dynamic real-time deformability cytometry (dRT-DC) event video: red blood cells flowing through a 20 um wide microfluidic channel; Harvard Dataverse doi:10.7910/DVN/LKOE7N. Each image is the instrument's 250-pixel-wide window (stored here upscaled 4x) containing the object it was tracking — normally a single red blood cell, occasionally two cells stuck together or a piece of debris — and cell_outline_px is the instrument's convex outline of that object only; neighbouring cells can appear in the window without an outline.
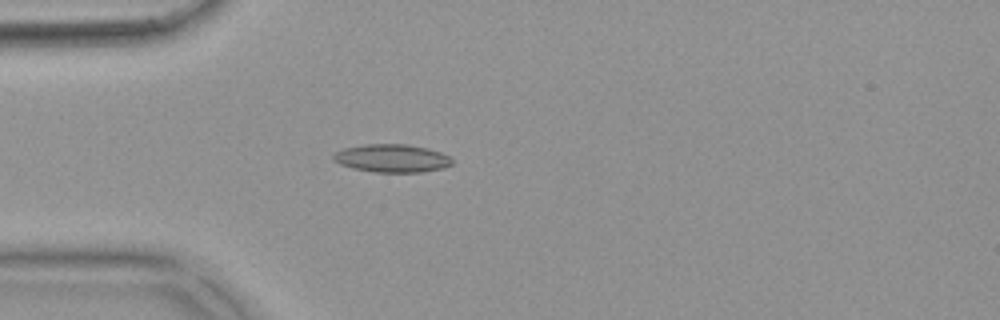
{"species": "common noctule bat (a hibernating species)", "species_latin": "Nyctalus noctula", "temperature_condition": "warm", "stored_images_in_passage": 42, "camera_frame_rate_fps": 3000, "um_per_image_px": 0.085, "animal": {"sex": "female", "body_mass_g": 18.4}, "frame": {"image": 1, "passage_image": 7, "time_ms": 2.0, "image_size_px": [1000, 320], "cell_outline_px": [[452, 164], [444, 168], [420, 172], [376, 172], [352, 168], [340, 164], [332, 160], [332, 156], [336, 152], [344, 148], [364, 144], [408, 144], [428, 148], [440, 152], [448, 156], [452, 160]], "centroid_in_image_um": [33.3, 13.45], "position_along_channel_um": 51.7, "area_um2": 19.42}}
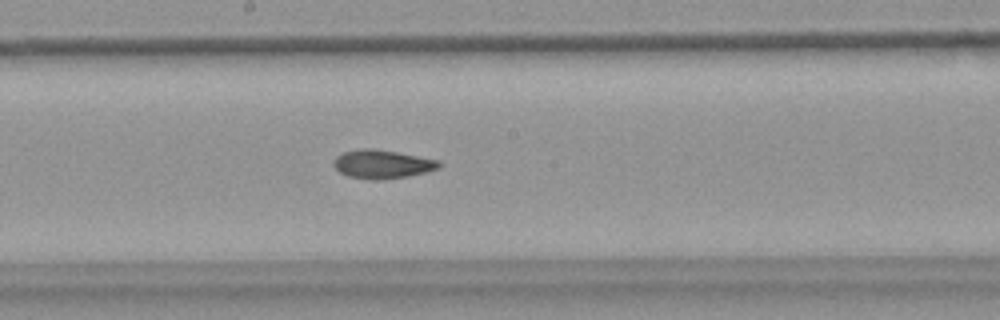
{"frame": {"image": 2, "passage_image": 21, "time_ms": 6.667, "image_size_px": [1000, 320], "cell_outline_px": [[440, 168], [408, 176], [380, 180], [372, 180], [348, 176], [340, 172], [332, 164], [336, 156], [344, 152], [360, 148], [376, 148], [440, 160]], "centroid_in_image_um": [32.48, 13.94], "position_along_channel_um": 215.7, "area_um2": 17.63}}
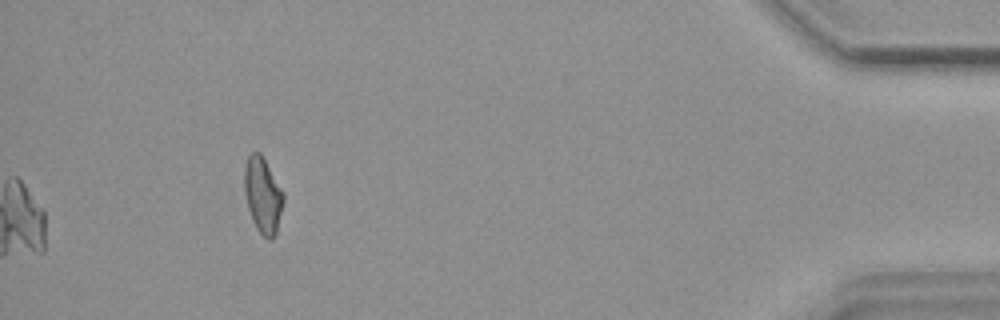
{"frame": {"image": 3, "passage_image": 42, "time_ms": 13.667, "image_size_px": [1000, 320], "cell_outline_px": [[284, 200], [276, 232], [272, 240], [268, 240], [256, 228], [252, 220], [248, 208], [244, 192], [244, 168], [248, 156], [252, 152], [260, 152], [284, 192]], "centroid_in_image_um": [22.33, 16.59], "position_along_channel_um": 412.9, "area_um2": 17.22}, "authors_computed_cell_mechanics": {"area_um2": 17.6579, "velocity_mm_per_s": 3.708, "shape_relaxation_time_tau1_ms": null, "shape_relaxation_time_tau2_ms": 3.9859, "deformation_change_tau1": null, "deformation_change_tau2": 0.0984}}